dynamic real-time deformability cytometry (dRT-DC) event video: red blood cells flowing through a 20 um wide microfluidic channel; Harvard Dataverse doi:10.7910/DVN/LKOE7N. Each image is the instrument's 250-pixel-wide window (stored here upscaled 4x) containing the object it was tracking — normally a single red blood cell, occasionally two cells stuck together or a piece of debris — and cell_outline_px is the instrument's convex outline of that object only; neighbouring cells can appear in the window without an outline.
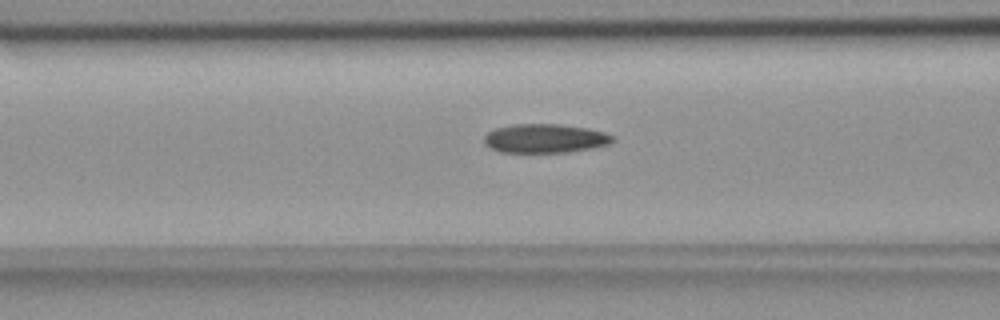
{"species": "common noctule bat (a hibernating species)", "species_latin": "Nyctalus noctula", "temperature_condition": "room temperature", "stored_images_in_passage": 55, "camera_frame_rate_fps": 3000, "um_per_image_px": 0.085, "animal": {"sex": "female", "body_mass_g": 18.4}, "frame": {"image": 1, "passage_image": 22, "time_ms": 7.0, "image_size_px": [1000, 320], "cell_outline_px": [[616, 140], [608, 144], [592, 148], [564, 152], [500, 152], [484, 144], [484, 136], [488, 132], [496, 128], [516, 124], [560, 124], [588, 128], [604, 132], [616, 136]], "centroid_in_image_um": [46.36, 11.76], "position_along_channel_um": 120.2, "area_um2": 21.68}}
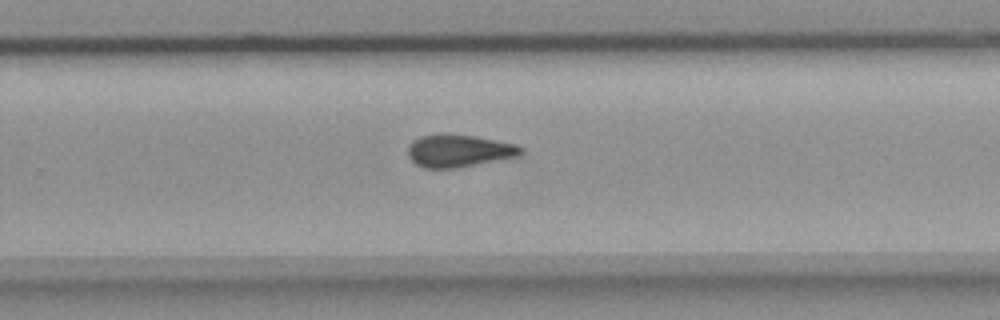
{"frame": {"image": 2, "passage_image": 36, "time_ms": 11.667, "image_size_px": [1000, 320], "cell_outline_px": [[524, 152], [520, 156], [456, 168], [424, 168], [416, 164], [408, 156], [408, 144], [412, 140], [420, 136], [440, 132], [444, 132], [476, 136], [516, 144], [524, 148]], "centroid_in_image_um": [39.0, 12.79], "position_along_channel_um": 290.8, "area_um2": 21.91}}
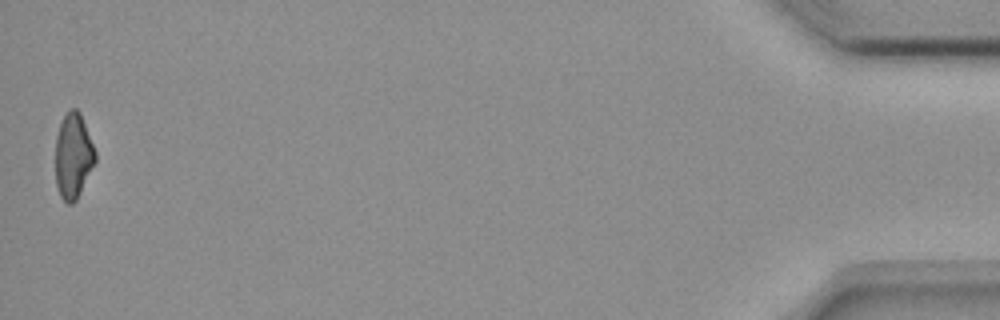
{"frame": {"image": 3, "passage_image": 55, "time_ms": 18.0, "image_size_px": [1000, 320], "cell_outline_px": [[96, 160], [76, 200], [72, 204], [68, 204], [60, 196], [56, 184], [56, 136], [60, 124], [68, 108], [76, 108], [80, 112], [96, 152]], "centroid_in_image_um": [6.22, 13.23], "position_along_channel_um": 429.0, "area_um2": 19.65}, "authors_computed_cell_mechanics": {"area_um2": 21.386, "velocity_mm_per_s": 3.6559, "shape_relaxation_time_tau1_ms": null, "shape_relaxation_time_tau2_ms": 5.9983, "deformation_change_tau1": null, "deformation_change_tau2": 0.1393}}